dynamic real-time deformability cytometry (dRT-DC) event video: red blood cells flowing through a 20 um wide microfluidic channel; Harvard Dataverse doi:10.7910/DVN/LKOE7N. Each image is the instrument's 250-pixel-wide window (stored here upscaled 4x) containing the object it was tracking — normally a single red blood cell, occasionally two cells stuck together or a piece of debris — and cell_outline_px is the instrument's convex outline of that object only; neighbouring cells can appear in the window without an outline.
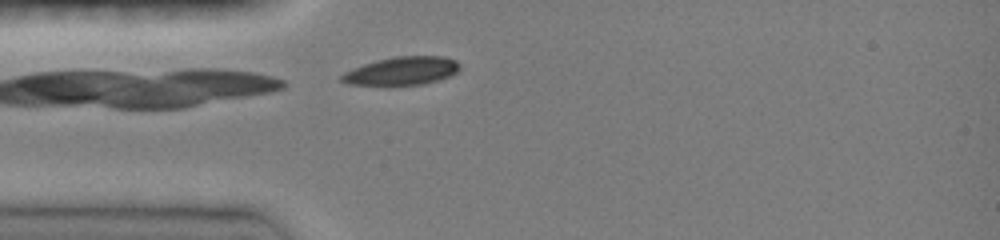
{"species": "common noctule bat (a hibernating species)", "species_latin": "Nyctalus noctula", "temperature_condition": "room temperature", "stored_images_in_passage": 2, "camera_frame_rate_fps": 3000, "um_per_image_px": 0.085, "animal": {"sex": "female", "body_mass_g": 19.0, "forearm_length_mm": 51.5}, "frame": {"image": 1, "passage_image": 2, "time_ms": 0.333, "image_size_px": [1000, 240], "cell_outline_px": [[460, 68], [456, 72], [440, 80], [424, 84], [388, 88], [348, 84], [340, 80], [340, 76], [344, 72], [352, 68], [376, 60], [396, 56], [440, 56], [456, 60], [460, 64]], "centroid_in_image_um": [34.1, 6.08], "position_along_channel_um": 50.9, "area_um2": 20.29}}